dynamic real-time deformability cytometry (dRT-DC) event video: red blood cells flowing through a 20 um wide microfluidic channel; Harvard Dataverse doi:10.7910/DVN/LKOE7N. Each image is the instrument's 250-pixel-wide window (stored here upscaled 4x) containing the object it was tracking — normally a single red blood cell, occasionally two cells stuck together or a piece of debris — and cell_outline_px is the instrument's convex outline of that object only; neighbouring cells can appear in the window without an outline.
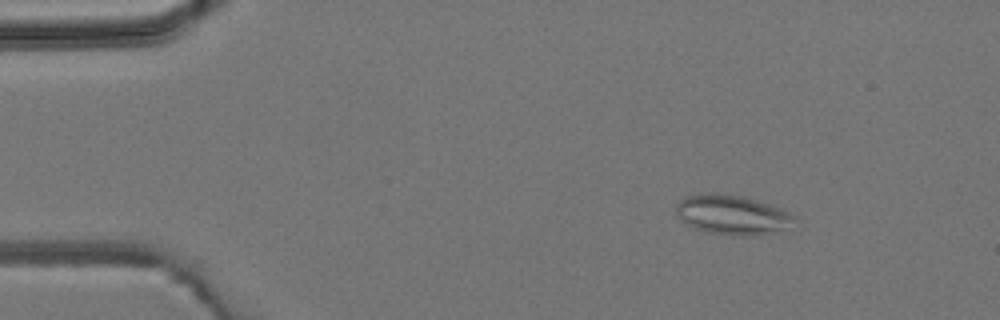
{"species": "common noctule bat (a hibernating species)", "species_latin": "Nyctalus noctula", "temperature_condition": "room temperature", "stored_images_in_passage": 4, "camera_frame_rate_fps": 3000, "um_per_image_px": 0.085, "animal": {"sex": "male", "body_mass_g": 19.2, "forearm_length_mm": 51.8}, "frame": {"image": 1, "passage_image": 2, "time_ms": 1.0, "image_size_px": [1000, 320], "cell_outline_px": [[796, 220], [784, 228], [756, 236], [732, 236], [708, 232], [692, 228], [680, 220], [676, 212], [676, 204], [680, 200], [688, 196], [716, 192], [740, 196], [768, 204], [780, 208], [796, 216]], "centroid_in_image_um": [62.19, 18.27], "position_along_channel_um": 22.8, "area_um2": 27.11}}